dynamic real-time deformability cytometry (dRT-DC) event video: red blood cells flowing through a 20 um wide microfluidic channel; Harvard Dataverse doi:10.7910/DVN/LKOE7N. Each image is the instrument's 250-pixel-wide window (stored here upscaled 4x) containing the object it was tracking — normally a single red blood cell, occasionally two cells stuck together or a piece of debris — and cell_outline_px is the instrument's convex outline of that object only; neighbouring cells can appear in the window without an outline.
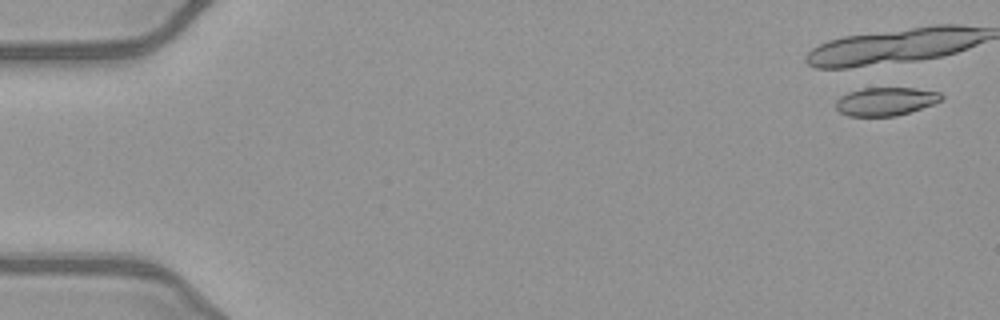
{"species": "common noctule bat (a hibernating species)", "species_latin": "Nyctalus noctula", "temperature_condition": "warm", "stored_images_in_passage": 21, "camera_frame_rate_fps": 3000, "um_per_image_px": 0.085, "animal": {"sex": "female", "body_mass_g": 21.9}, "frame": {"image": 1, "passage_image": 1, "time_ms": 0.0, "image_size_px": [1000, 320], "cell_outline_px": [[944, 96], [940, 100], [932, 104], [896, 116], [848, 116], [840, 112], [836, 108], [836, 100], [840, 96], [848, 92], [864, 88], [916, 88], [940, 92]], "centroid_in_image_um": [75.25, 8.61], "position_along_channel_um": 9.7, "area_um2": 17.28}}